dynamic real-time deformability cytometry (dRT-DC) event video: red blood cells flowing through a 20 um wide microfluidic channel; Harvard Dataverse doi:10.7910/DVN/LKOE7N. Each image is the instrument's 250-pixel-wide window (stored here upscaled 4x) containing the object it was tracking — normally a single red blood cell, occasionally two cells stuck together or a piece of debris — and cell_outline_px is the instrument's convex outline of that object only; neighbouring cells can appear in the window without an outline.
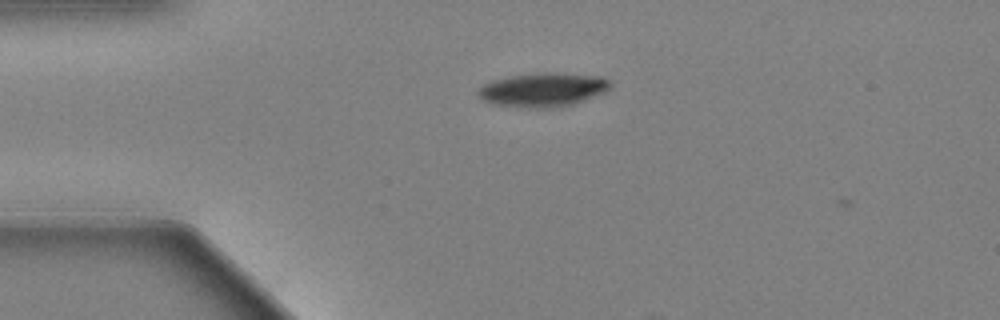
{"species": "Egyptian fruit bat (a non-hibernating species)", "species_latin": "Rousettus aegyptiacus", "temperature_condition": "warm", "stored_images_in_passage": 46, "camera_frame_rate_fps": 3000, "um_per_image_px": 0.085, "animal": {"sex": "female"}, "frame": {"image": 1, "passage_image": 1, "time_ms": 0.0, "image_size_px": [1000, 320], "cell_outline_px": [[612, 88], [604, 92], [572, 104], [548, 108], [528, 108], [492, 104], [484, 100], [476, 92], [484, 84], [492, 80], [512, 76], [536, 72], [548, 72], [604, 76], [612, 84]], "centroid_in_image_um": [46.16, 7.62], "position_along_channel_um": 38.8, "area_um2": 26.13}}
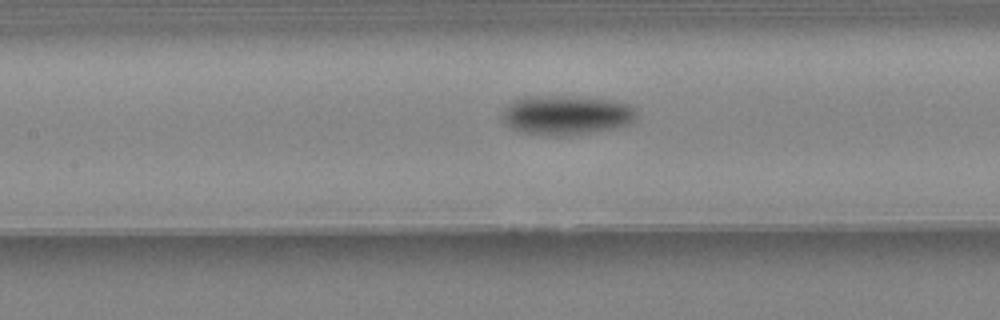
{"frame": {"image": 2, "passage_image": 14, "time_ms": 4.333, "image_size_px": [1000, 320], "cell_outline_px": [[636, 116], [628, 124], [608, 128], [560, 136], [528, 132], [512, 128], [504, 120], [500, 112], [508, 104], [516, 100], [532, 96], [564, 96], [616, 100], [632, 104], [636, 108]], "centroid_in_image_um": [48.15, 9.74], "position_along_channel_um": 159.2, "area_um2": 30.11}}
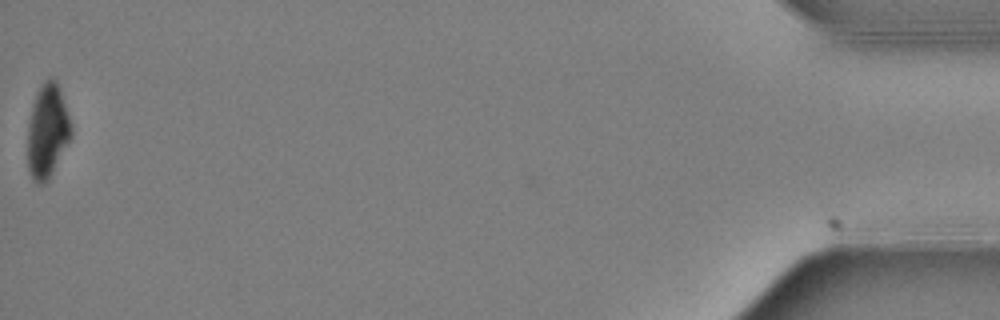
{"frame": {"image": 3, "passage_image": 46, "time_ms": 15.0, "image_size_px": [1000, 320], "cell_outline_px": [[72, 136], [48, 180], [44, 184], [36, 184], [32, 180], [28, 172], [28, 124], [32, 104], [36, 92], [40, 84], [48, 76], [52, 76], [56, 80], [72, 128]], "centroid_in_image_um": [4.0, 11.14], "position_along_channel_um": 431.2, "area_um2": 23.87}, "authors_computed_cell_mechanics": {"area_um2": 27.6284, "velocity_mm_per_s": 3.4851, "shape_relaxation_time_tau1_ms": 2.576, "shape_relaxation_time_tau2_ms": null, "deformation_change_tau1": 0.1638, "deformation_change_tau2": null}}